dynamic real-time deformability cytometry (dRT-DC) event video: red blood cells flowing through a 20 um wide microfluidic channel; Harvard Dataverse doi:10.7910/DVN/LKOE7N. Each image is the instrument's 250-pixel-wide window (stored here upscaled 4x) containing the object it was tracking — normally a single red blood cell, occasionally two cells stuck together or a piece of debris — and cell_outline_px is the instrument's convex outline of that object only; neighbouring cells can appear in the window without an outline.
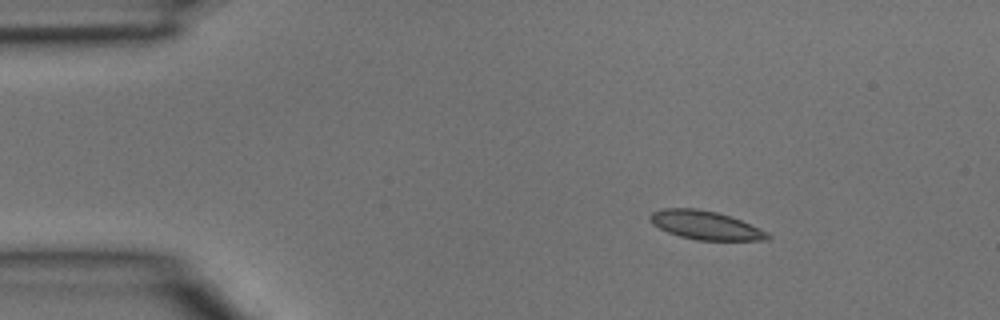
{"species": "common noctule bat (a hibernating species)", "species_latin": "Nyctalus noctula", "temperature_condition": "room temperature", "stored_images_in_passage": 3, "camera_frame_rate_fps": 3000, "um_per_image_px": 0.085, "animal": {"sex": "male", "body_mass_g": 15.6}, "frame": {"image": 1, "passage_image": 1, "time_ms": 0.0, "image_size_px": [1000, 320], "cell_outline_px": [[772, 236], [768, 240], [696, 240], [680, 236], [668, 232], [652, 224], [648, 220], [648, 216], [652, 212], [664, 208], [696, 208], [716, 212], [740, 220], [760, 228], [768, 232]], "centroid_in_image_um": [59.95, 19.14], "position_along_channel_um": 25.1, "area_um2": 19.59}}
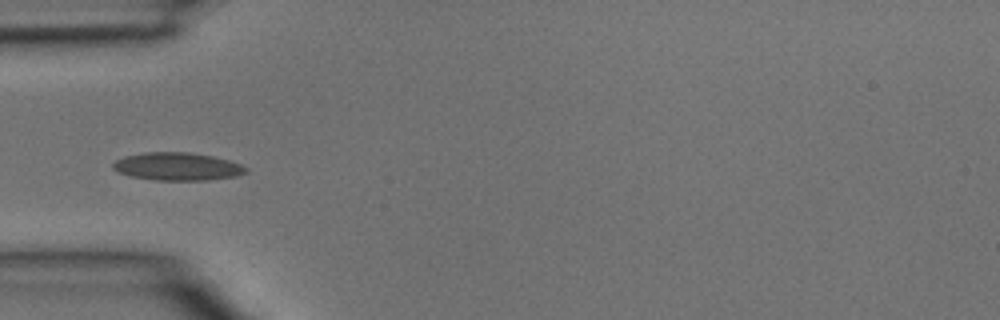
{"frame": {"image": 2, "passage_image": 3, "time_ms": 0.667, "image_size_px": [1000, 320], "cell_outline_px": [[248, 172], [236, 176], [208, 180], [156, 180], [132, 176], [116, 172], [112, 168], [112, 164], [116, 160], [124, 156], [144, 152], [188, 152], [212, 156], [228, 160], [240, 164], [248, 168]], "centroid_in_image_um": [15.06, 14.15], "position_along_channel_um": 69.9, "area_um2": 21.62}}